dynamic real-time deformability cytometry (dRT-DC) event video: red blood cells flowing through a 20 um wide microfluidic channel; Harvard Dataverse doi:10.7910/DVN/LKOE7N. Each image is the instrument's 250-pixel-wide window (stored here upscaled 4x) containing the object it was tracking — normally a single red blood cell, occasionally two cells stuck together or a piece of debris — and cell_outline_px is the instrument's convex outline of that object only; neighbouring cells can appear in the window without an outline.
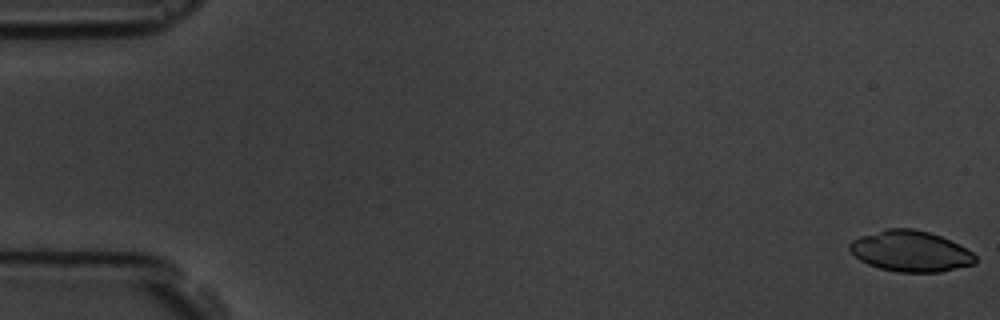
{"species": "common noctule bat (a hibernating species)", "species_latin": "Nyctalus noctula", "temperature_condition": "room temperature", "stored_images_in_passage": 58, "camera_frame_rate_fps": 3000, "um_per_image_px": 0.085, "animal": {"sex": "male", "body_mass_g": 19.5, "forearm_length_mm": 54.6}, "frame": {"image": 1, "passage_image": 1, "time_ms": 0.0, "image_size_px": [1000, 320], "cell_outline_px": [[976, 264], [940, 272], [900, 272], [880, 268], [868, 264], [860, 260], [848, 248], [848, 244], [852, 240], [860, 236], [884, 228], [912, 228], [928, 232], [940, 236], [972, 252], [976, 256]], "centroid_in_image_um": [77.37, 21.35], "position_along_channel_um": 7.6, "area_um2": 29.82}}